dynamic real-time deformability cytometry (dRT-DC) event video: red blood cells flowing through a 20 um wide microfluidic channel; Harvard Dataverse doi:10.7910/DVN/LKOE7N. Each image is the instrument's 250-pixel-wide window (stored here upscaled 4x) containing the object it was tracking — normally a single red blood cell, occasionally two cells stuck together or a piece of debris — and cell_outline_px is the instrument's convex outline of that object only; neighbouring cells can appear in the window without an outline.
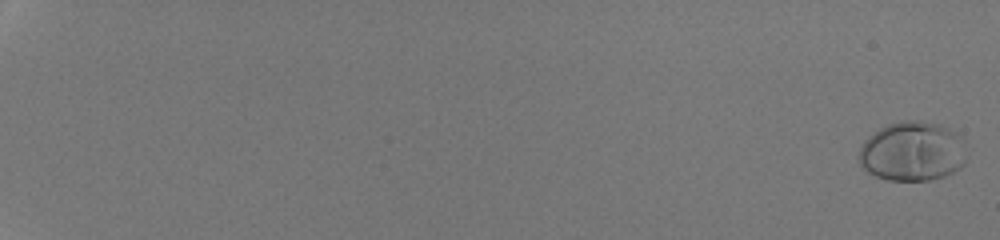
{"species": "human", "species_latin": "Homo sapiens", "temperature_condition": "room temperature", "stored_images_in_passage": 54, "camera_frame_rate_fps": 3000, "um_per_image_px": 0.085, "donor": {"sex": "male"}, "frame": {"image": 1, "passage_image": 1, "time_ms": 0.0, "image_size_px": [1000, 240], "cell_outline_px": [[964, 164], [960, 168], [944, 176], [928, 180], [888, 180], [876, 176], [868, 172], [860, 164], [860, 148], [864, 140], [880, 128], [888, 124], [900, 120], [920, 120], [940, 124], [956, 132], [964, 140]], "centroid_in_image_um": [77.56, 12.85], "position_along_channel_um": 7.4, "area_um2": 37.34}}
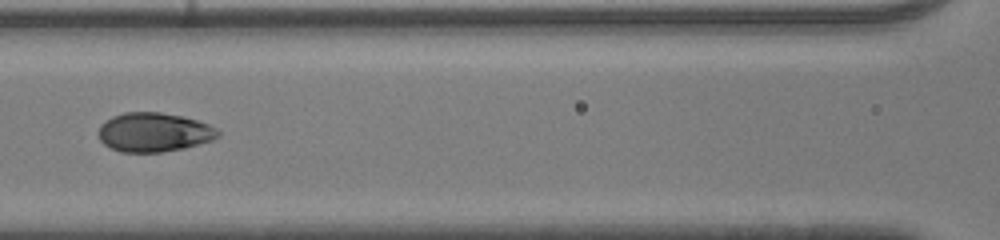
{"frame": {"image": 2, "passage_image": 30, "time_ms": 9.667, "image_size_px": [1000, 240], "cell_outline_px": [[220, 136], [212, 140], [184, 148], [164, 152], [120, 152], [104, 144], [100, 140], [96, 132], [100, 124], [104, 120], [112, 116], [124, 112], [160, 112], [184, 116], [208, 124], [216, 128], [220, 132]], "centroid_in_image_um": [13.05, 11.23], "position_along_channel_um": 153.5, "area_um2": 27.57}}
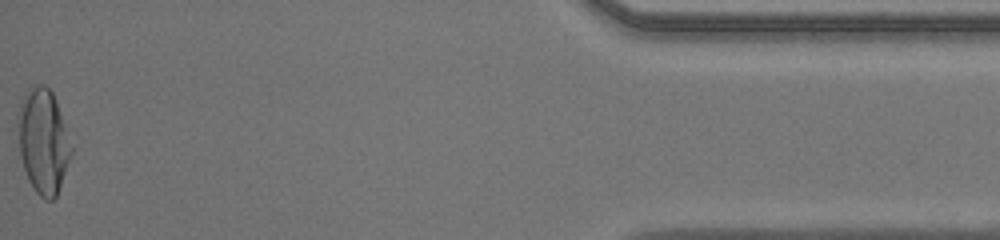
{"frame": {"image": 3, "passage_image": 54, "time_ms": 17.667, "image_size_px": [1000, 240], "cell_outline_px": [[72, 156], [56, 196], [52, 200], [44, 200], [36, 192], [28, 180], [20, 156], [16, 116], [20, 104], [24, 96], [32, 84], [44, 84], [52, 92], [56, 100], [72, 148]], "centroid_in_image_um": [3.65, 12.0], "position_along_channel_um": 431.5, "area_um2": 32.6}, "authors_computed_cell_mechanics": {"area_um2": 29.0445, "velocity_mm_per_s": 4.2838, "shape_relaxation_time_tau1_ms": 3.6438, "shape_relaxation_time_tau2_ms": null, "deformation_change_tau1": 0.1766, "deformation_change_tau2": null}}